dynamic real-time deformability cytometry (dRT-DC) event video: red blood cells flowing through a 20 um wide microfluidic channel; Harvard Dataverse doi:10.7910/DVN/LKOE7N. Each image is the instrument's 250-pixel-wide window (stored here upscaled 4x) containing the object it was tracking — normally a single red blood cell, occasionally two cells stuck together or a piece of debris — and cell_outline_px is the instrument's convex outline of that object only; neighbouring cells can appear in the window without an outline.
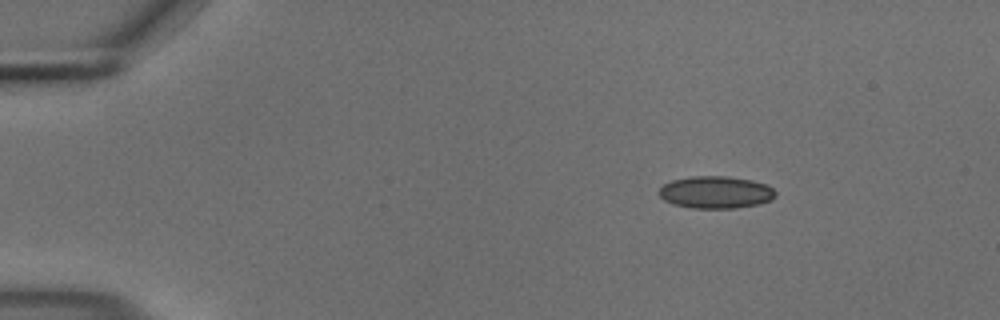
{"species": "common noctule bat (a hibernating species)", "species_latin": "Nyctalus noctula", "temperature_condition": "cold", "stored_images_in_passage": 48, "camera_frame_rate_fps": 3000, "um_per_image_px": 0.085, "animal": {"sex": "male", "body_mass_g": 18.8}, "frame": {"image": 1, "passage_image": 1, "time_ms": 0.0, "image_size_px": [1000, 320], "cell_outline_px": [[776, 196], [772, 200], [760, 204], [732, 208], [692, 208], [672, 204], [664, 200], [660, 196], [660, 188], [664, 184], [672, 180], [692, 176], [728, 176], [752, 180], [764, 184], [772, 188], [776, 192]], "centroid_in_image_um": [60.85, 16.34], "position_along_channel_um": 24.2, "area_um2": 21.91}}
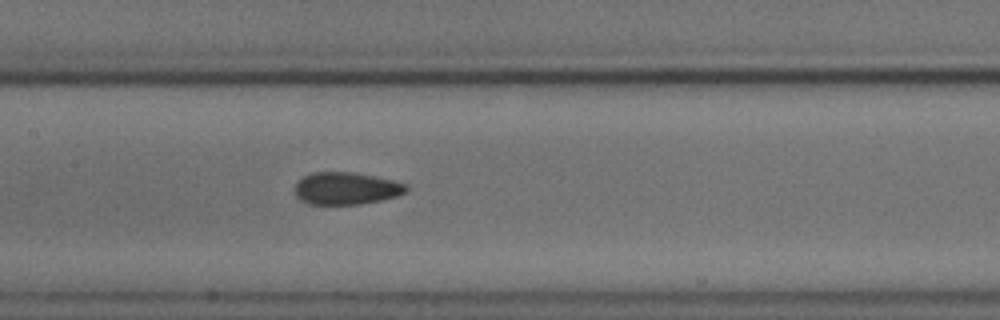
{"frame": {"image": 2, "passage_image": 20, "time_ms": 6.333, "image_size_px": [1000, 320], "cell_outline_px": [[408, 192], [396, 196], [380, 200], [360, 204], [308, 204], [300, 200], [296, 196], [292, 188], [304, 176], [312, 172], [348, 172], [372, 176], [392, 180], [408, 184]], "centroid_in_image_um": [29.4, 16.02], "position_along_channel_um": 178.0, "area_um2": 20.98}}
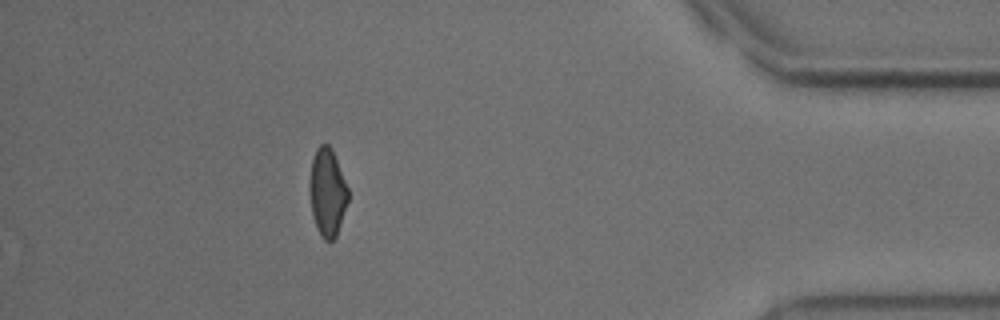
{"frame": {"image": 3, "passage_image": 42, "time_ms": 13.667, "image_size_px": [1000, 320], "cell_outline_px": [[348, 200], [336, 236], [332, 240], [324, 240], [320, 236], [316, 228], [312, 216], [308, 188], [308, 184], [312, 160], [316, 148], [320, 144], [328, 144], [332, 148], [348, 188]], "centroid_in_image_um": [27.79, 16.34], "position_along_channel_um": 407.4, "area_um2": 19.88}, "authors_computed_cell_mechanics": {"area_um2": 21.0103, "velocity_mm_per_s": 3.7156, "shape_relaxation_time_tau1_ms": 5.952, "shape_relaxation_time_tau2_ms": 1.5573, "deformation_change_tau1": 0.114, "deformation_change_tau2": 0.0712}}